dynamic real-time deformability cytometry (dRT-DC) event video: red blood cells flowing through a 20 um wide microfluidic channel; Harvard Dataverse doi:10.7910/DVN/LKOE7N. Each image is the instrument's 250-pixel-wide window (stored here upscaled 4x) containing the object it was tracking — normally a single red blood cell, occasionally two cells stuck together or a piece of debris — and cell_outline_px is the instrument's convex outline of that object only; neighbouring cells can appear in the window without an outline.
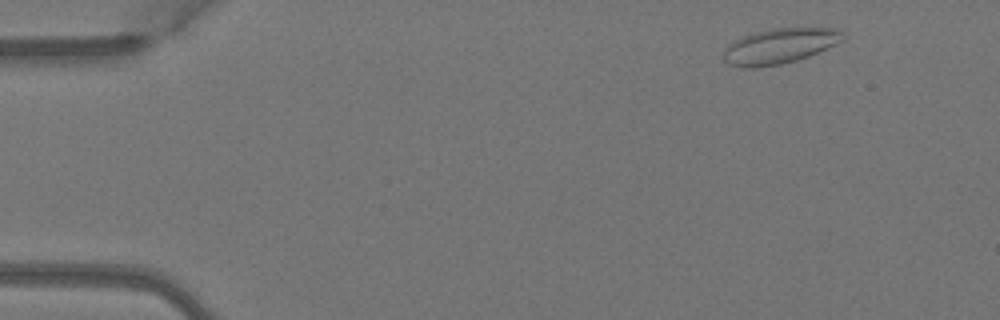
{"species": "Egyptian fruit bat (a non-hibernating species)", "species_latin": "Rousettus aegyptiacus", "temperature_condition": "warm", "stored_images_in_passage": 6, "camera_frame_rate_fps": 3000, "um_per_image_px": 0.085, "animal": {"sex": "female"}, "frame": {"image": 1, "passage_image": 2, "time_ms": 0.333, "image_size_px": [1000, 320], "cell_outline_px": [[844, 40], [808, 56], [796, 60], [780, 64], [756, 68], [744, 68], [728, 64], [724, 60], [724, 48], [728, 44], [744, 36], [756, 32], [772, 28], [836, 28], [844, 32]], "centroid_in_image_um": [66.26, 3.91], "position_along_channel_um": 18.7, "area_um2": 24.39}}
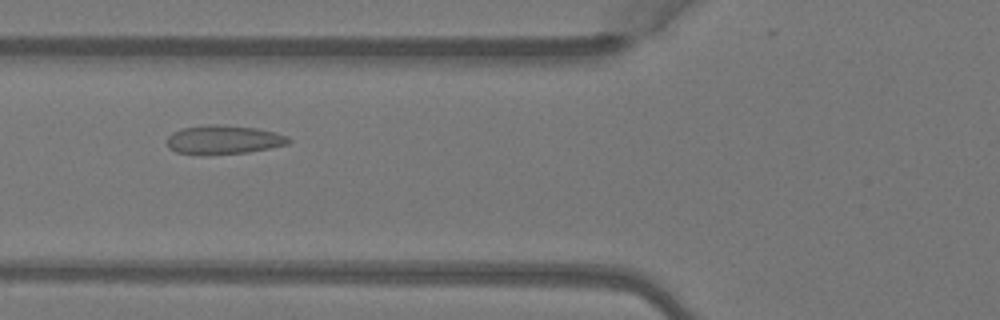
{"frame": {"image": 2, "passage_image": 5, "time_ms": 1.333, "image_size_px": [1000, 320], "cell_outline_px": [[292, 140], [288, 144], [248, 152], [208, 156], [204, 156], [176, 152], [168, 148], [164, 140], [172, 132], [180, 128], [208, 124], [224, 124], [256, 128], [288, 136]], "centroid_in_image_um": [18.92, 11.89], "position_along_channel_um": 106.9, "area_um2": 21.04}}
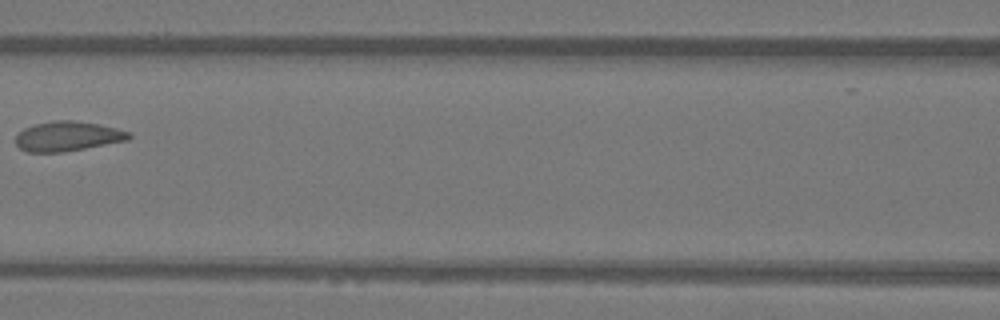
{"frame": {"image": 3, "passage_image": 6, "time_ms": 1.667, "image_size_px": [1000, 320], "cell_outline_px": [[132, 136], [128, 140], [84, 148], [60, 152], [28, 152], [20, 148], [16, 144], [16, 136], [24, 128], [36, 124], [56, 120], [72, 120], [100, 124], [132, 132]], "centroid_in_image_um": [5.78, 11.57], "position_along_channel_um": 160.8, "area_um2": 19.48}}